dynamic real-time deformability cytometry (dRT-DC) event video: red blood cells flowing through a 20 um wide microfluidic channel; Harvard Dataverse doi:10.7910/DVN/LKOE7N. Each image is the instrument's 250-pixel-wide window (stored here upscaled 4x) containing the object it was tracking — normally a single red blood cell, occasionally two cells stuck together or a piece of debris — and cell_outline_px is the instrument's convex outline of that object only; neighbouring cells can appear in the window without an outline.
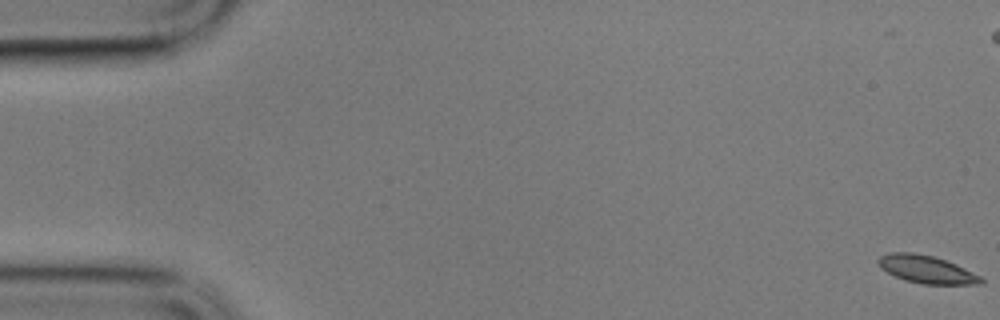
{"species": "common noctule bat (a hibernating species)", "species_latin": "Nyctalus noctula", "temperature_condition": "cold", "stored_images_in_passage": 17, "camera_frame_rate_fps": 3000, "um_per_image_px": 0.085, "animal": {"sex": "male", "body_mass_g": 17.9}, "frame": {"image": 1, "passage_image": 1, "time_ms": 0.0, "image_size_px": [1000, 320], "cell_outline_px": [[984, 284], [920, 284], [904, 280], [880, 268], [876, 260], [880, 256], [888, 252], [912, 252], [932, 256], [956, 264], [980, 276], [984, 280]], "centroid_in_image_um": [78.73, 22.9], "position_along_channel_um": 6.3, "area_um2": 16.59}}